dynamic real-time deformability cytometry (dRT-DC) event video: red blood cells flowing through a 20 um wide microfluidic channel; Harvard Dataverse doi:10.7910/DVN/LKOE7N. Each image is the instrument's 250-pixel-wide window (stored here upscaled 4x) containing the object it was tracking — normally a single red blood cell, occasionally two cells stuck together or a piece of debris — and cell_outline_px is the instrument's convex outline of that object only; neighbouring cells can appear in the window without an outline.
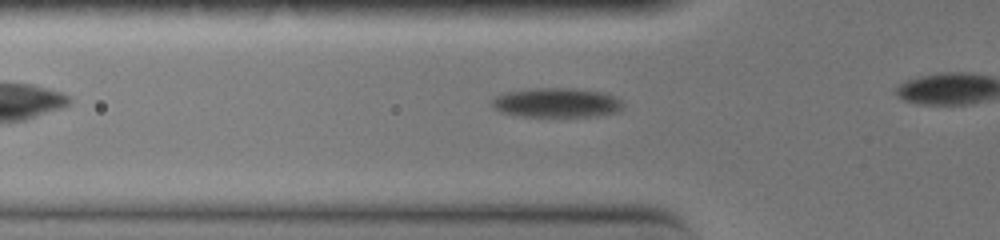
{"species": "common noctule bat (a hibernating species)", "species_latin": "Nyctalus noctula", "temperature_condition": "warm", "stored_images_in_passage": 23, "camera_frame_rate_fps": 3000, "um_per_image_px": 0.085, "animal": {"sex": "female", "body_mass_g": 19.0, "forearm_length_mm": 51.5}, "frame": {"image": 1, "passage_image": 7, "time_ms": 2.0, "image_size_px": [1000, 240], "cell_outline_px": [[624, 108], [616, 112], [596, 116], [520, 116], [500, 112], [492, 108], [492, 100], [496, 96], [504, 92], [536, 88], [576, 88], [600, 92], [612, 96], [620, 100], [624, 104]], "centroid_in_image_um": [47.29, 8.73], "position_along_channel_um": 78.5, "area_um2": 22.48}}
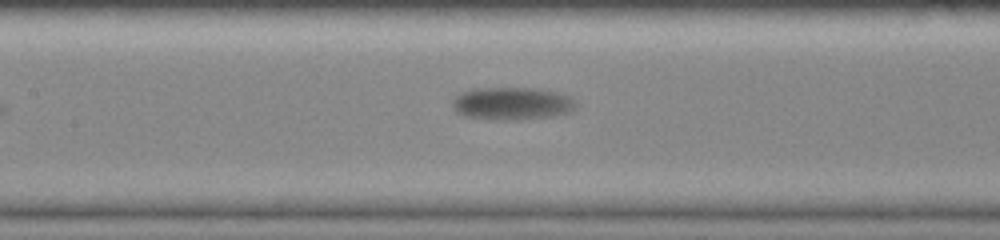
{"frame": {"image": 2, "passage_image": 14, "time_ms": 4.333, "image_size_px": [1000, 240], "cell_outline_px": [[576, 108], [572, 112], [552, 116], [512, 120], [496, 120], [464, 116], [456, 112], [452, 108], [452, 100], [460, 92], [472, 88], [536, 88], [560, 92], [568, 96], [576, 104]], "centroid_in_image_um": [43.49, 8.79], "position_along_channel_um": 163.9, "area_um2": 23.81}}
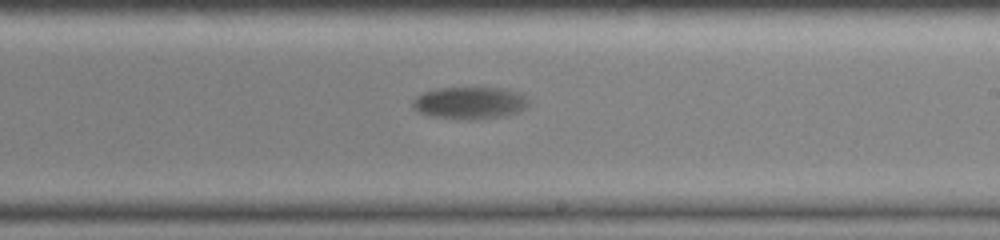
{"frame": {"image": 3, "passage_image": 21, "time_ms": 6.667, "image_size_px": [1000, 240], "cell_outline_px": [[528, 104], [520, 112], [504, 116], [468, 120], [428, 116], [412, 108], [412, 100], [416, 96], [424, 92], [440, 88], [504, 88], [520, 92], [528, 100]], "centroid_in_image_um": [39.92, 8.75], "position_along_channel_um": 249.1, "area_um2": 21.85}}